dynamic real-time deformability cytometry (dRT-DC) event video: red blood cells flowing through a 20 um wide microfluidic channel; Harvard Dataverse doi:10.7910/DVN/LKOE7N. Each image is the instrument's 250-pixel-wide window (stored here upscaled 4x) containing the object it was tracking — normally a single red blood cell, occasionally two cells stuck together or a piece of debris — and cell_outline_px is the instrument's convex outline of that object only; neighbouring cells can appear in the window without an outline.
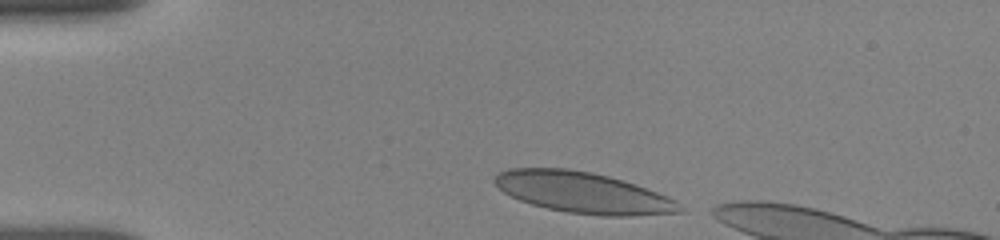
{"species": "human", "species_latin": "Homo sapiens", "temperature_condition": "room temperature", "stored_images_in_passage": 31, "camera_frame_rate_fps": 3000, "um_per_image_px": 0.085, "donor": {"sex": "female"}, "frame": {"image": 1, "passage_image": 1, "time_ms": 0.0, "image_size_px": [1000, 240], "cell_outline_px": [[688, 212], [632, 216], [600, 216], [568, 212], [548, 208], [532, 204], [520, 200], [504, 192], [492, 180], [500, 172], [508, 168], [568, 168], [592, 172], [608, 176], [636, 184], [668, 196], [676, 200]], "centroid_in_image_um": [49.62, 16.38], "position_along_channel_um": 35.4, "area_um2": 44.39}}
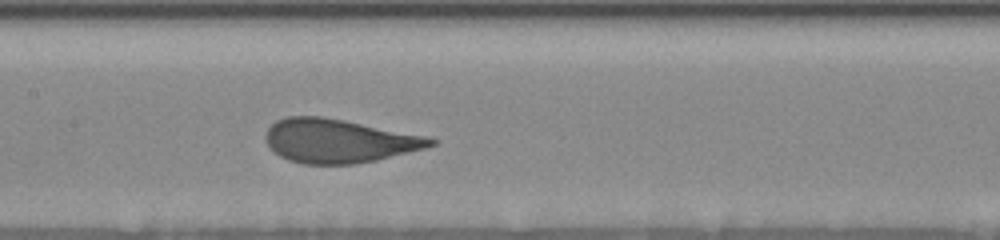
{"frame": {"image": 2, "passage_image": 17, "time_ms": 5.0, "image_size_px": [1000, 240], "cell_outline_px": [[440, 140], [436, 144], [424, 148], [376, 160], [356, 164], [304, 164], [288, 160], [280, 156], [268, 144], [264, 136], [268, 128], [276, 120], [288, 116], [320, 116], [344, 120], [424, 136]], "centroid_in_image_um": [28.77, 11.98], "position_along_channel_um": 178.6, "area_um2": 41.67}}
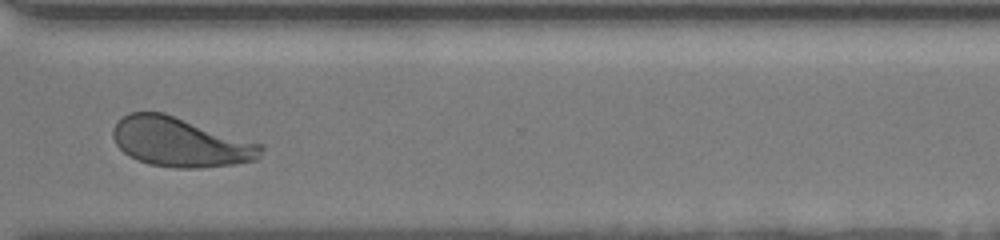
{"frame": {"image": 3, "passage_image": 27, "time_ms": 9.667, "image_size_px": [1000, 240], "cell_outline_px": [[264, 148], [260, 156], [256, 160], [232, 164], [200, 168], [176, 168], [148, 164], [136, 160], [128, 156], [116, 144], [112, 136], [112, 128], [128, 112], [164, 112], [264, 144]], "centroid_in_image_um": [15.34, 12.08], "position_along_channel_um": 355.3, "area_um2": 42.89}, "authors_computed_cell_mechanics": {"area_um2": 42.5986, "velocity_mm_per_s": 3.8194, "shape_relaxation_time_tau1_ms": 4.2168, "shape_relaxation_time_tau2_ms": null, "deformation_change_tau1": 0.1626, "deformation_change_tau2": null}}